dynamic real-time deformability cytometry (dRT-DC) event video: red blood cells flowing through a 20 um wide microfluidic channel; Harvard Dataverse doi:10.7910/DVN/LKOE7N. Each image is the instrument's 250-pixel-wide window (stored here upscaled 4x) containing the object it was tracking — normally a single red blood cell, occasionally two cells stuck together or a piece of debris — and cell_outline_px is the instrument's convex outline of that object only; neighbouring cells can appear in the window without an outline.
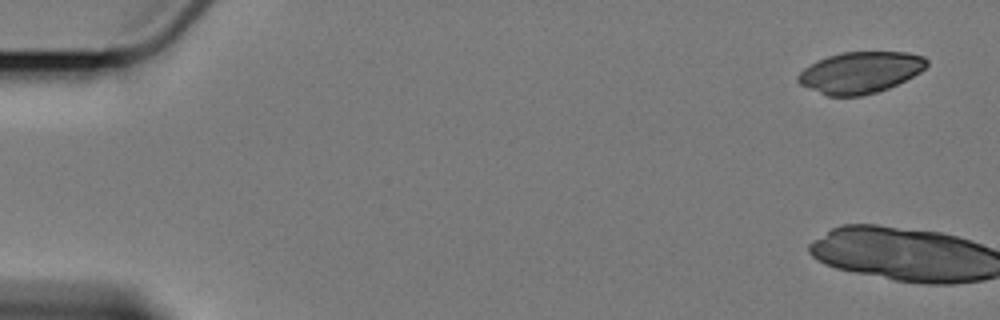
{"species": "Egyptian fruit bat (a non-hibernating species)", "species_latin": "Rousettus aegyptiacus", "temperature_condition": "cold", "stored_images_in_passage": 7, "camera_frame_rate_fps": 3000, "um_per_image_px": 0.085, "animal": {"sex": "female"}, "frame": {"image": 1, "passage_image": 1, "time_ms": 0.0, "image_size_px": [1000, 320], "cell_outline_px": [[928, 64], [920, 72], [888, 88], [876, 92], [860, 96], [828, 96], [800, 84], [796, 80], [796, 76], [804, 68], [816, 60], [840, 52], [908, 52], [924, 56], [928, 60]], "centroid_in_image_um": [73.11, 6.14], "position_along_channel_um": 11.9, "area_um2": 30.98}}